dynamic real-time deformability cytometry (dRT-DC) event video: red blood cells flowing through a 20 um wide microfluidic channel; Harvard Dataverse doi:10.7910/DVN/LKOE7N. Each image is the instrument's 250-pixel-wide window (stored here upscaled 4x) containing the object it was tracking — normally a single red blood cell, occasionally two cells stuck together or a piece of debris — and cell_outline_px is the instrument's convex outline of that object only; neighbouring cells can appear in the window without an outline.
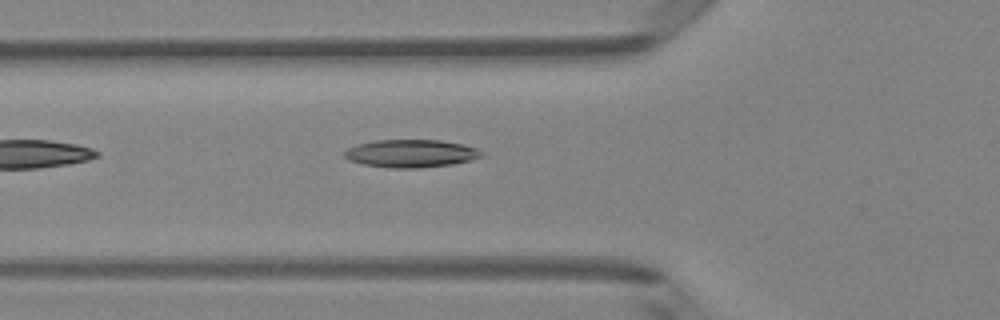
{"species": "Egyptian fruit bat (a non-hibernating species)", "species_latin": "Rousettus aegyptiacus", "temperature_condition": "room temperature", "stored_images_in_passage": 5, "camera_frame_rate_fps": 3000, "um_per_image_px": 0.085, "animal": {"sex": "female"}, "frame": {"image": 1, "passage_image": 5, "time_ms": 1.333, "image_size_px": [1000, 320], "cell_outline_px": [[484, 156], [472, 160], [452, 164], [420, 168], [388, 168], [364, 164], [348, 160], [344, 156], [344, 152], [348, 148], [356, 144], [376, 140], [440, 140], [464, 144], [476, 148], [484, 152]], "centroid_in_image_um": [34.95, 13.04], "position_along_channel_um": 90.8, "area_um2": 22.43}}